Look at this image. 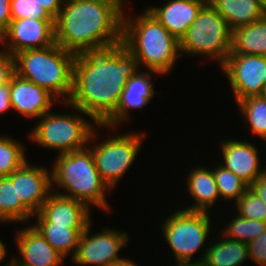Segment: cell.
I'll return each instance as SVG.
<instances>
[{"instance_id":"cell-11","label":"cell","mask_w":266,"mask_h":266,"mask_svg":"<svg viewBox=\"0 0 266 266\" xmlns=\"http://www.w3.org/2000/svg\"><path fill=\"white\" fill-rule=\"evenodd\" d=\"M90 222L81 234L77 251L72 258L78 265L94 264L97 266H113L124 258L119 257V251L127 246V233L104 229L103 232L90 234Z\"/></svg>"},{"instance_id":"cell-42","label":"cell","mask_w":266,"mask_h":266,"mask_svg":"<svg viewBox=\"0 0 266 266\" xmlns=\"http://www.w3.org/2000/svg\"><path fill=\"white\" fill-rule=\"evenodd\" d=\"M263 1V10H264V15L266 17V0H262Z\"/></svg>"},{"instance_id":"cell-39","label":"cell","mask_w":266,"mask_h":266,"mask_svg":"<svg viewBox=\"0 0 266 266\" xmlns=\"http://www.w3.org/2000/svg\"><path fill=\"white\" fill-rule=\"evenodd\" d=\"M113 266H137L136 264H134V262H132L131 260L129 259H123L119 262H117L116 264H114Z\"/></svg>"},{"instance_id":"cell-45","label":"cell","mask_w":266,"mask_h":266,"mask_svg":"<svg viewBox=\"0 0 266 266\" xmlns=\"http://www.w3.org/2000/svg\"><path fill=\"white\" fill-rule=\"evenodd\" d=\"M123 7H124V4L123 2H125L124 0H117Z\"/></svg>"},{"instance_id":"cell-37","label":"cell","mask_w":266,"mask_h":266,"mask_svg":"<svg viewBox=\"0 0 266 266\" xmlns=\"http://www.w3.org/2000/svg\"><path fill=\"white\" fill-rule=\"evenodd\" d=\"M10 94V82L0 86V114L12 109Z\"/></svg>"},{"instance_id":"cell-20","label":"cell","mask_w":266,"mask_h":266,"mask_svg":"<svg viewBox=\"0 0 266 266\" xmlns=\"http://www.w3.org/2000/svg\"><path fill=\"white\" fill-rule=\"evenodd\" d=\"M187 176V189L196 204L184 209L209 212L208 209L220 198L213 170L196 167Z\"/></svg>"},{"instance_id":"cell-21","label":"cell","mask_w":266,"mask_h":266,"mask_svg":"<svg viewBox=\"0 0 266 266\" xmlns=\"http://www.w3.org/2000/svg\"><path fill=\"white\" fill-rule=\"evenodd\" d=\"M210 4L232 31L265 17L262 0H213Z\"/></svg>"},{"instance_id":"cell-32","label":"cell","mask_w":266,"mask_h":266,"mask_svg":"<svg viewBox=\"0 0 266 266\" xmlns=\"http://www.w3.org/2000/svg\"><path fill=\"white\" fill-rule=\"evenodd\" d=\"M249 259L255 264L266 266V231L247 244Z\"/></svg>"},{"instance_id":"cell-44","label":"cell","mask_w":266,"mask_h":266,"mask_svg":"<svg viewBox=\"0 0 266 266\" xmlns=\"http://www.w3.org/2000/svg\"><path fill=\"white\" fill-rule=\"evenodd\" d=\"M262 96L266 99V86H265V89H264Z\"/></svg>"},{"instance_id":"cell-1","label":"cell","mask_w":266,"mask_h":266,"mask_svg":"<svg viewBox=\"0 0 266 266\" xmlns=\"http://www.w3.org/2000/svg\"><path fill=\"white\" fill-rule=\"evenodd\" d=\"M139 69L138 60L123 46V40L76 54L73 90L66 106L103 124L117 109L128 78Z\"/></svg>"},{"instance_id":"cell-22","label":"cell","mask_w":266,"mask_h":266,"mask_svg":"<svg viewBox=\"0 0 266 266\" xmlns=\"http://www.w3.org/2000/svg\"><path fill=\"white\" fill-rule=\"evenodd\" d=\"M221 240L208 243L201 258L206 266H241L246 258L249 259L247 244L219 236ZM216 242V243H215ZM211 245V246H210Z\"/></svg>"},{"instance_id":"cell-35","label":"cell","mask_w":266,"mask_h":266,"mask_svg":"<svg viewBox=\"0 0 266 266\" xmlns=\"http://www.w3.org/2000/svg\"><path fill=\"white\" fill-rule=\"evenodd\" d=\"M10 2L11 0H0V36L7 30L12 20Z\"/></svg>"},{"instance_id":"cell-14","label":"cell","mask_w":266,"mask_h":266,"mask_svg":"<svg viewBox=\"0 0 266 266\" xmlns=\"http://www.w3.org/2000/svg\"><path fill=\"white\" fill-rule=\"evenodd\" d=\"M52 192L38 213L34 214L37 223H52L67 228H86L91 222L89 208L73 198ZM36 215V216H35Z\"/></svg>"},{"instance_id":"cell-15","label":"cell","mask_w":266,"mask_h":266,"mask_svg":"<svg viewBox=\"0 0 266 266\" xmlns=\"http://www.w3.org/2000/svg\"><path fill=\"white\" fill-rule=\"evenodd\" d=\"M152 73L159 74L155 71L141 72L140 70L135 76L128 78L116 111L103 124H99L100 128L116 129L121 123L129 120L130 109L144 108L150 102L156 94L151 83Z\"/></svg>"},{"instance_id":"cell-34","label":"cell","mask_w":266,"mask_h":266,"mask_svg":"<svg viewBox=\"0 0 266 266\" xmlns=\"http://www.w3.org/2000/svg\"><path fill=\"white\" fill-rule=\"evenodd\" d=\"M34 2L55 20L63 7L64 0H34Z\"/></svg>"},{"instance_id":"cell-4","label":"cell","mask_w":266,"mask_h":266,"mask_svg":"<svg viewBox=\"0 0 266 266\" xmlns=\"http://www.w3.org/2000/svg\"><path fill=\"white\" fill-rule=\"evenodd\" d=\"M76 54L56 42L46 48L27 49L14 55L15 73L43 87L57 101L68 102L73 90V65ZM63 97H62V96Z\"/></svg>"},{"instance_id":"cell-30","label":"cell","mask_w":266,"mask_h":266,"mask_svg":"<svg viewBox=\"0 0 266 266\" xmlns=\"http://www.w3.org/2000/svg\"><path fill=\"white\" fill-rule=\"evenodd\" d=\"M235 205L239 216L266 222V204L250 188L235 202Z\"/></svg>"},{"instance_id":"cell-41","label":"cell","mask_w":266,"mask_h":266,"mask_svg":"<svg viewBox=\"0 0 266 266\" xmlns=\"http://www.w3.org/2000/svg\"><path fill=\"white\" fill-rule=\"evenodd\" d=\"M7 266H25V265H20L14 258L8 263Z\"/></svg>"},{"instance_id":"cell-38","label":"cell","mask_w":266,"mask_h":266,"mask_svg":"<svg viewBox=\"0 0 266 266\" xmlns=\"http://www.w3.org/2000/svg\"><path fill=\"white\" fill-rule=\"evenodd\" d=\"M175 266H206L205 264H204V262L202 261V262H199V261H189V262H178V263H176V265Z\"/></svg>"},{"instance_id":"cell-17","label":"cell","mask_w":266,"mask_h":266,"mask_svg":"<svg viewBox=\"0 0 266 266\" xmlns=\"http://www.w3.org/2000/svg\"><path fill=\"white\" fill-rule=\"evenodd\" d=\"M220 148L224 160L221 165L240 177L248 186L266 171L260 167L258 148L250 142L228 139L222 141Z\"/></svg>"},{"instance_id":"cell-7","label":"cell","mask_w":266,"mask_h":266,"mask_svg":"<svg viewBox=\"0 0 266 266\" xmlns=\"http://www.w3.org/2000/svg\"><path fill=\"white\" fill-rule=\"evenodd\" d=\"M38 121L28 137L39 146L58 150V154L87 147L96 138L93 125L99 126L98 123L91 124L78 114H57L50 111Z\"/></svg>"},{"instance_id":"cell-19","label":"cell","mask_w":266,"mask_h":266,"mask_svg":"<svg viewBox=\"0 0 266 266\" xmlns=\"http://www.w3.org/2000/svg\"><path fill=\"white\" fill-rule=\"evenodd\" d=\"M204 4L200 0H169L161 7L153 6L146 10L181 41Z\"/></svg>"},{"instance_id":"cell-3","label":"cell","mask_w":266,"mask_h":266,"mask_svg":"<svg viewBox=\"0 0 266 266\" xmlns=\"http://www.w3.org/2000/svg\"><path fill=\"white\" fill-rule=\"evenodd\" d=\"M124 14L123 46L138 60L139 66L143 64L160 76L168 74L181 57L180 41L146 9L134 19Z\"/></svg>"},{"instance_id":"cell-28","label":"cell","mask_w":266,"mask_h":266,"mask_svg":"<svg viewBox=\"0 0 266 266\" xmlns=\"http://www.w3.org/2000/svg\"><path fill=\"white\" fill-rule=\"evenodd\" d=\"M225 226L226 229L221 230L222 235L226 238L241 243L248 244L257 236L266 231V222L259 220L246 219L238 214L235 218Z\"/></svg>"},{"instance_id":"cell-2","label":"cell","mask_w":266,"mask_h":266,"mask_svg":"<svg viewBox=\"0 0 266 266\" xmlns=\"http://www.w3.org/2000/svg\"><path fill=\"white\" fill-rule=\"evenodd\" d=\"M123 10L117 0H64L54 20L55 42L74 54L117 42Z\"/></svg>"},{"instance_id":"cell-27","label":"cell","mask_w":266,"mask_h":266,"mask_svg":"<svg viewBox=\"0 0 266 266\" xmlns=\"http://www.w3.org/2000/svg\"><path fill=\"white\" fill-rule=\"evenodd\" d=\"M25 148L20 141L0 135V177L9 176L26 161Z\"/></svg>"},{"instance_id":"cell-18","label":"cell","mask_w":266,"mask_h":266,"mask_svg":"<svg viewBox=\"0 0 266 266\" xmlns=\"http://www.w3.org/2000/svg\"><path fill=\"white\" fill-rule=\"evenodd\" d=\"M17 249L21 261L14 258L20 265L25 266H60L64 257L59 254L46 239L31 225L19 230L16 235Z\"/></svg>"},{"instance_id":"cell-29","label":"cell","mask_w":266,"mask_h":266,"mask_svg":"<svg viewBox=\"0 0 266 266\" xmlns=\"http://www.w3.org/2000/svg\"><path fill=\"white\" fill-rule=\"evenodd\" d=\"M213 173L220 198L232 201L235 200L236 202L249 188L240 177L221 164L213 169Z\"/></svg>"},{"instance_id":"cell-9","label":"cell","mask_w":266,"mask_h":266,"mask_svg":"<svg viewBox=\"0 0 266 266\" xmlns=\"http://www.w3.org/2000/svg\"><path fill=\"white\" fill-rule=\"evenodd\" d=\"M144 133L116 135L90 145L101 179L112 189L136 160ZM92 146V148H91Z\"/></svg>"},{"instance_id":"cell-43","label":"cell","mask_w":266,"mask_h":266,"mask_svg":"<svg viewBox=\"0 0 266 266\" xmlns=\"http://www.w3.org/2000/svg\"><path fill=\"white\" fill-rule=\"evenodd\" d=\"M203 1L204 3H211L213 0H200Z\"/></svg>"},{"instance_id":"cell-24","label":"cell","mask_w":266,"mask_h":266,"mask_svg":"<svg viewBox=\"0 0 266 266\" xmlns=\"http://www.w3.org/2000/svg\"><path fill=\"white\" fill-rule=\"evenodd\" d=\"M34 224L32 226L59 254L65 258L68 255L72 256L71 259L74 257L85 228H67V226H54L52 223Z\"/></svg>"},{"instance_id":"cell-13","label":"cell","mask_w":266,"mask_h":266,"mask_svg":"<svg viewBox=\"0 0 266 266\" xmlns=\"http://www.w3.org/2000/svg\"><path fill=\"white\" fill-rule=\"evenodd\" d=\"M29 164L27 160L9 177L16 182L17 199L34 215L52 192L51 171Z\"/></svg>"},{"instance_id":"cell-26","label":"cell","mask_w":266,"mask_h":266,"mask_svg":"<svg viewBox=\"0 0 266 266\" xmlns=\"http://www.w3.org/2000/svg\"><path fill=\"white\" fill-rule=\"evenodd\" d=\"M244 120L249 123L253 135L266 139V99L263 96H250L236 103Z\"/></svg>"},{"instance_id":"cell-12","label":"cell","mask_w":266,"mask_h":266,"mask_svg":"<svg viewBox=\"0 0 266 266\" xmlns=\"http://www.w3.org/2000/svg\"><path fill=\"white\" fill-rule=\"evenodd\" d=\"M0 43L13 56L27 49L46 48L55 43L54 20L12 19Z\"/></svg>"},{"instance_id":"cell-8","label":"cell","mask_w":266,"mask_h":266,"mask_svg":"<svg viewBox=\"0 0 266 266\" xmlns=\"http://www.w3.org/2000/svg\"><path fill=\"white\" fill-rule=\"evenodd\" d=\"M210 215L206 211L180 209L164 219L162 234L178 262H191L202 246H205L210 228Z\"/></svg>"},{"instance_id":"cell-40","label":"cell","mask_w":266,"mask_h":266,"mask_svg":"<svg viewBox=\"0 0 266 266\" xmlns=\"http://www.w3.org/2000/svg\"><path fill=\"white\" fill-rule=\"evenodd\" d=\"M5 246V243L0 240V263L4 260V257H6L7 254V248Z\"/></svg>"},{"instance_id":"cell-25","label":"cell","mask_w":266,"mask_h":266,"mask_svg":"<svg viewBox=\"0 0 266 266\" xmlns=\"http://www.w3.org/2000/svg\"><path fill=\"white\" fill-rule=\"evenodd\" d=\"M34 215L17 199L16 182L9 176L0 177V221L27 222Z\"/></svg>"},{"instance_id":"cell-6","label":"cell","mask_w":266,"mask_h":266,"mask_svg":"<svg viewBox=\"0 0 266 266\" xmlns=\"http://www.w3.org/2000/svg\"><path fill=\"white\" fill-rule=\"evenodd\" d=\"M232 30L210 3H205L180 41V54L203 55L222 66L231 53Z\"/></svg>"},{"instance_id":"cell-31","label":"cell","mask_w":266,"mask_h":266,"mask_svg":"<svg viewBox=\"0 0 266 266\" xmlns=\"http://www.w3.org/2000/svg\"><path fill=\"white\" fill-rule=\"evenodd\" d=\"M11 18H30L34 20H54L41 6L34 0H11Z\"/></svg>"},{"instance_id":"cell-10","label":"cell","mask_w":266,"mask_h":266,"mask_svg":"<svg viewBox=\"0 0 266 266\" xmlns=\"http://www.w3.org/2000/svg\"><path fill=\"white\" fill-rule=\"evenodd\" d=\"M231 83L235 102L262 96L266 86V56L229 54L221 66Z\"/></svg>"},{"instance_id":"cell-36","label":"cell","mask_w":266,"mask_h":266,"mask_svg":"<svg viewBox=\"0 0 266 266\" xmlns=\"http://www.w3.org/2000/svg\"><path fill=\"white\" fill-rule=\"evenodd\" d=\"M249 188L266 204V171L258 176Z\"/></svg>"},{"instance_id":"cell-33","label":"cell","mask_w":266,"mask_h":266,"mask_svg":"<svg viewBox=\"0 0 266 266\" xmlns=\"http://www.w3.org/2000/svg\"><path fill=\"white\" fill-rule=\"evenodd\" d=\"M14 74V56L7 50H0V86L9 83Z\"/></svg>"},{"instance_id":"cell-16","label":"cell","mask_w":266,"mask_h":266,"mask_svg":"<svg viewBox=\"0 0 266 266\" xmlns=\"http://www.w3.org/2000/svg\"><path fill=\"white\" fill-rule=\"evenodd\" d=\"M12 109L27 118L40 119L49 112L57 99L41 86L19 77L16 73L10 79Z\"/></svg>"},{"instance_id":"cell-23","label":"cell","mask_w":266,"mask_h":266,"mask_svg":"<svg viewBox=\"0 0 266 266\" xmlns=\"http://www.w3.org/2000/svg\"><path fill=\"white\" fill-rule=\"evenodd\" d=\"M230 54L266 56V17L232 31Z\"/></svg>"},{"instance_id":"cell-5","label":"cell","mask_w":266,"mask_h":266,"mask_svg":"<svg viewBox=\"0 0 266 266\" xmlns=\"http://www.w3.org/2000/svg\"><path fill=\"white\" fill-rule=\"evenodd\" d=\"M88 147L89 144L80 150L58 154L51 171L52 189L55 184L59 185L68 192L56 193L82 202L88 208L95 205L110 211L105 195L110 188L101 179L92 151Z\"/></svg>"}]
</instances>
